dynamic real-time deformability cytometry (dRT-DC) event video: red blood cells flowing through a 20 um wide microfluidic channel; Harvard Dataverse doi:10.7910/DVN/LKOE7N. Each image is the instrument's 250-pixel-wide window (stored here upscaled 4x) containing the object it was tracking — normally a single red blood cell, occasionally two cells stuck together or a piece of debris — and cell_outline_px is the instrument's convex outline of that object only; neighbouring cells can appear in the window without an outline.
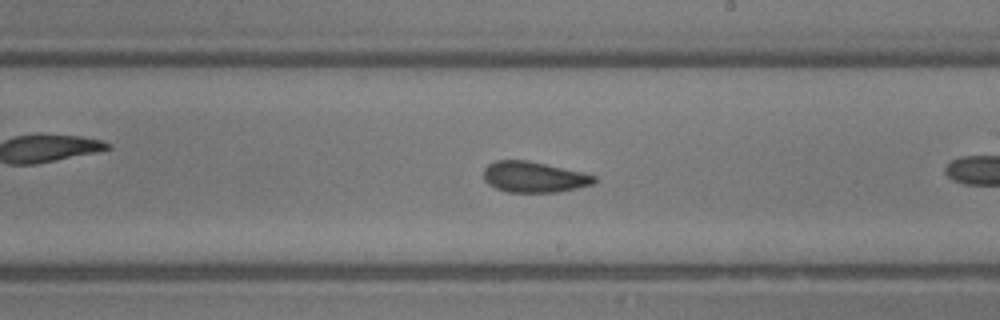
{"species": "common noctule bat (a hibernating species)", "species_latin": "Nyctalus noctula", "temperature_condition": "room temperature", "stored_images_in_passage": 24, "camera_frame_rate_fps": 3000, "um_per_image_px": 0.085, "animal": {"sex": "male", "body_mass_g": 13.3}, "frame": {"image": 1, "passage_image": 21, "time_ms": 6.667, "image_size_px": [1000, 320], "cell_outline_px": [[596, 180], [592, 184], [576, 188], [556, 192], [508, 192], [496, 188], [488, 184], [484, 180], [484, 168], [488, 164], [496, 160], [528, 160], [580, 172], [596, 176]], "centroid_in_image_um": [45.34, 15.04], "position_along_channel_um": 243.7, "area_um2": 19.65}}